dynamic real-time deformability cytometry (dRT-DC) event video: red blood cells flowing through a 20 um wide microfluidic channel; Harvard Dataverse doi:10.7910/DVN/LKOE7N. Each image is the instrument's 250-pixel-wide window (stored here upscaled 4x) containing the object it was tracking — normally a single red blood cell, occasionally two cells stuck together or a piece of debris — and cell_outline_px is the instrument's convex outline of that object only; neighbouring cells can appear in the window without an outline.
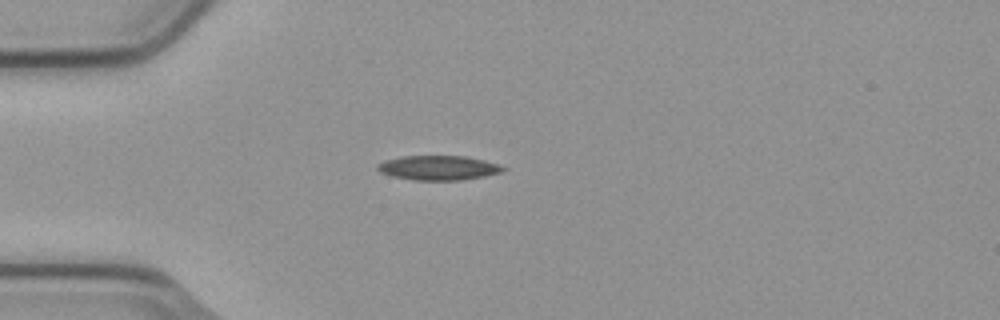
{"species": "common noctule bat (a hibernating species)", "species_latin": "Nyctalus noctula", "temperature_condition": "cold", "stored_images_in_passage": 4, "camera_frame_rate_fps": 3000, "um_per_image_px": 0.085, "animal": {"sex": "male", "body_mass_g": 23.1, "forearm_length_mm": 52.7}, "frame": {"image": 1, "passage_image": 4, "time_ms": 1.0, "image_size_px": [1000, 320], "cell_outline_px": [[508, 168], [500, 172], [484, 176], [460, 180], [412, 180], [392, 176], [380, 172], [376, 168], [376, 164], [384, 160], [404, 156], [464, 156], [484, 160], [500, 164]], "centroid_in_image_um": [37.25, 14.26], "position_along_channel_um": 47.7, "area_um2": 17.98}}